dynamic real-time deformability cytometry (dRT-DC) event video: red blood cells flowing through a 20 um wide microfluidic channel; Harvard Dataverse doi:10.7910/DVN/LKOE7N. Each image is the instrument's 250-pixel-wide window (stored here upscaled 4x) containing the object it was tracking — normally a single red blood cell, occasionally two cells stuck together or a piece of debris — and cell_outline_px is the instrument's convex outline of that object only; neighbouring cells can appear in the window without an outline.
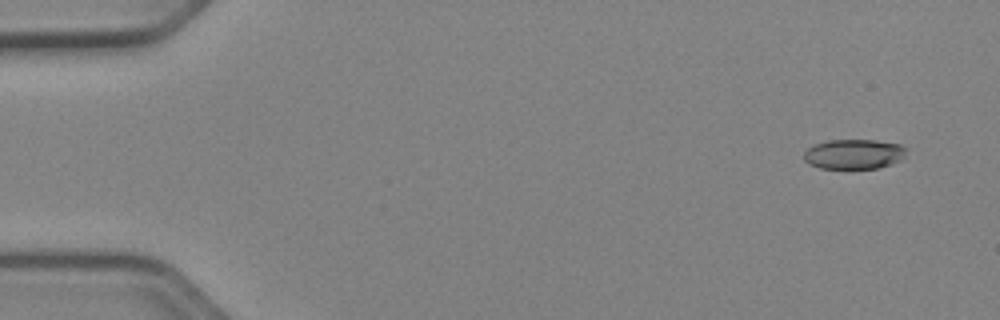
{"species": "Egyptian fruit bat (a non-hibernating species)", "species_latin": "Rousettus aegyptiacus", "temperature_condition": "cold", "stored_images_in_passage": 49, "camera_frame_rate_fps": 3000, "um_per_image_px": 0.085, "animal": {"sex": "female"}, "frame": {"image": 1, "passage_image": 1, "time_ms": 0.0, "image_size_px": [1000, 320], "cell_outline_px": [[908, 148], [904, 156], [900, 160], [892, 164], [880, 168], [820, 168], [804, 160], [804, 152], [808, 148], [816, 144], [828, 140], [876, 140], [900, 144]], "centroid_in_image_um": [72.63, 13.09], "position_along_channel_um": 12.4, "area_um2": 17.8}}
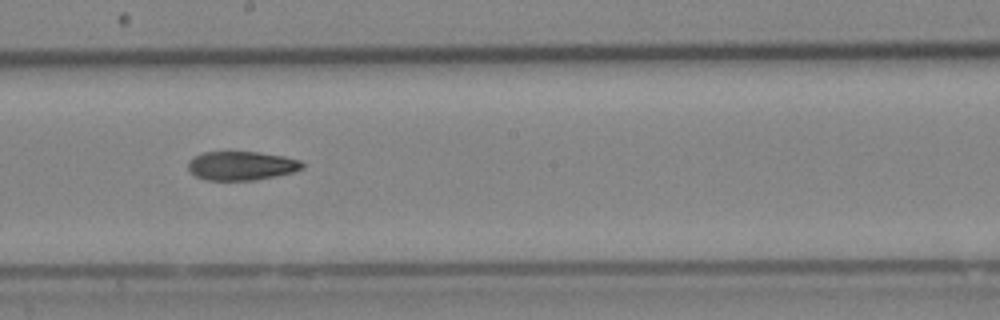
{"frame": {"image": 2, "passage_image": 27, "time_ms": 8.667, "image_size_px": [1000, 320], "cell_outline_px": [[304, 168], [292, 172], [256, 180], [208, 180], [196, 176], [188, 168], [188, 160], [204, 152], [260, 152], [284, 156], [300, 160], [304, 164]], "centroid_in_image_um": [20.54, 14.08], "position_along_channel_um": 227.7, "area_um2": 19.13}}
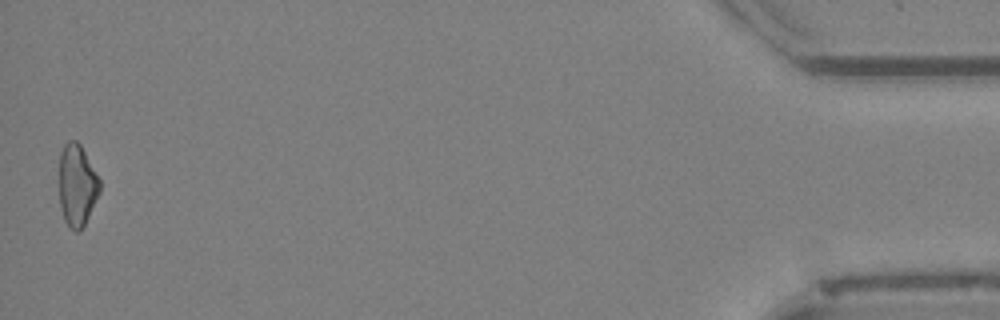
{"frame": {"image": 3, "passage_image": 49, "time_ms": 16.0, "image_size_px": [1000, 320], "cell_outline_px": [[100, 192], [84, 224], [76, 232], [64, 220], [60, 204], [60, 152], [64, 144], [68, 140], [76, 140], [80, 144], [100, 180]], "centroid_in_image_um": [6.54, 15.7], "position_along_channel_um": 428.7, "area_um2": 18.96}}